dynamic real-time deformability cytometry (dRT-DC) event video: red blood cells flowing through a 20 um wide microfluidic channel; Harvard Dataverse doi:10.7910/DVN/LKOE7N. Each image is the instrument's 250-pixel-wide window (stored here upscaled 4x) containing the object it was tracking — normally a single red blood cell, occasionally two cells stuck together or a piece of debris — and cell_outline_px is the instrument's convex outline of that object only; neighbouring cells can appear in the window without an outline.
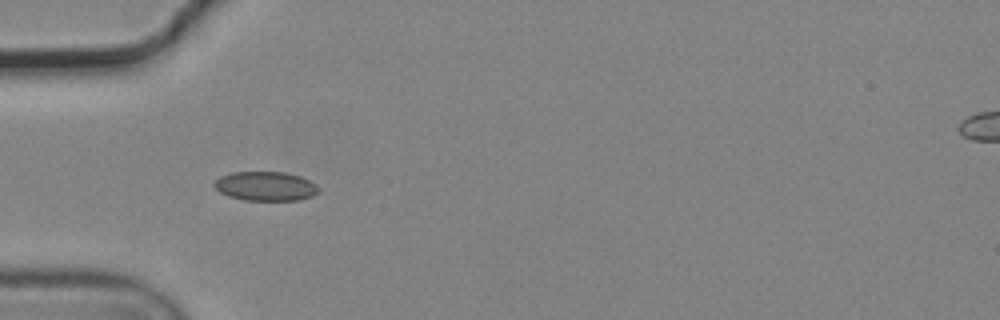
{"species": "common noctule bat (a hibernating species)", "species_latin": "Nyctalus noctula", "temperature_condition": "cold", "stored_images_in_passage": 5, "camera_frame_rate_fps": 3000, "um_per_image_px": 0.085, "animal": {"sex": "male", "body_mass_g": 19.2, "forearm_length_mm": 51.8}, "frame": {"image": 1, "passage_image": 4, "time_ms": 1.0, "image_size_px": [1000, 320], "cell_outline_px": [[320, 192], [312, 196], [300, 200], [244, 200], [228, 196], [220, 192], [212, 184], [220, 176], [232, 172], [284, 172], [300, 176], [316, 184], [320, 188]], "centroid_in_image_um": [22.59, 15.83], "position_along_channel_um": 62.4, "area_um2": 17.86}}
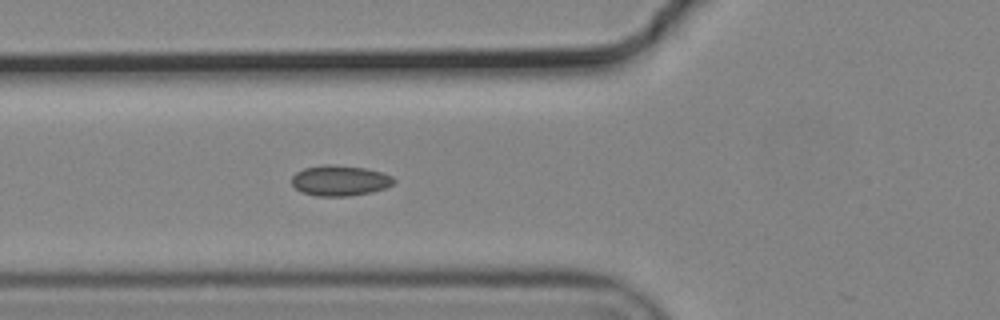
{"frame": {"image": 2, "passage_image": 5, "time_ms": 1.333, "image_size_px": [1000, 320], "cell_outline_px": [[396, 180], [392, 184], [384, 188], [372, 192], [348, 196], [316, 196], [300, 192], [292, 184], [292, 176], [296, 172], [304, 168], [324, 164], [332, 164], [364, 168], [380, 172], [392, 176]], "centroid_in_image_um": [28.86, 15.35], "position_along_channel_um": 96.9, "area_um2": 18.15}}